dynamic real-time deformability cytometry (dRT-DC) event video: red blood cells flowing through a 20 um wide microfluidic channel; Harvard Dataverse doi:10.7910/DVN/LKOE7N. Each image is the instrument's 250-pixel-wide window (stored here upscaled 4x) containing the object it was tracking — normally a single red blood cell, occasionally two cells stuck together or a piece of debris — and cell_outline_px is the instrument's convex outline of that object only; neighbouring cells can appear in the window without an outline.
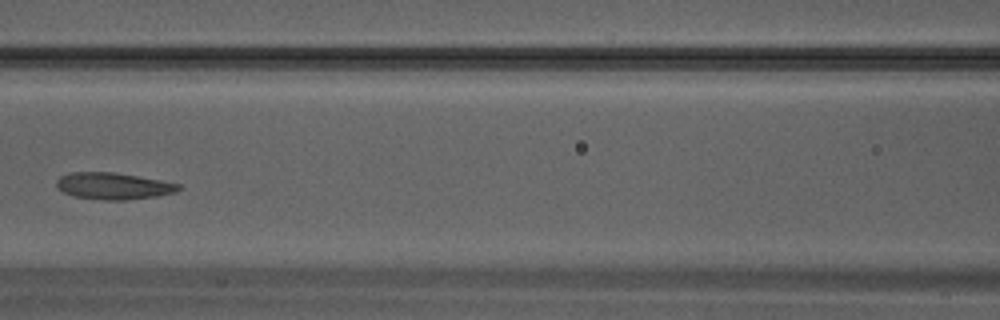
{"species": "Egyptian fruit bat (a non-hibernating species)", "species_latin": "Rousettus aegyptiacus", "temperature_condition": "warm", "stored_images_in_passage": 31, "camera_frame_rate_fps": 3000, "um_per_image_px": 0.085, "animal": {"sex": "male"}, "frame": {"image": 1, "passage_image": 13, "time_ms": 4.0, "image_size_px": [1000, 320], "cell_outline_px": [[184, 188], [176, 192], [156, 196], [124, 200], [104, 200], [72, 196], [56, 188], [56, 180], [60, 176], [68, 172], [116, 172], [160, 180], [180, 184]], "centroid_in_image_um": [9.62, 15.8], "position_along_channel_um": 157.0, "area_um2": 19.19}}
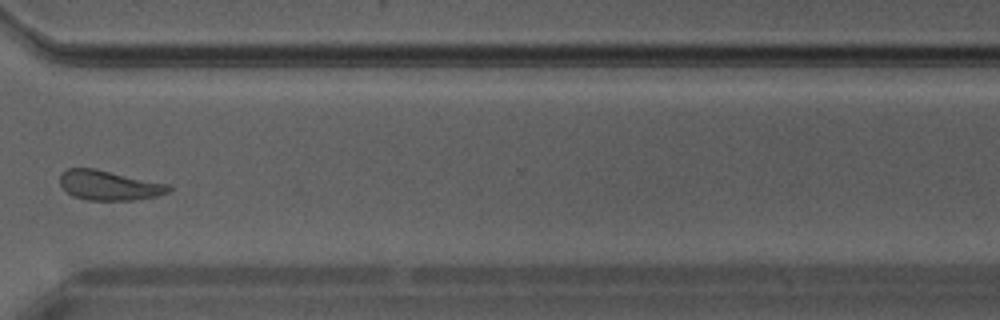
{"frame": {"image": 2, "passage_image": 23, "time_ms": 7.333, "image_size_px": [1000, 320], "cell_outline_px": [[172, 188], [168, 192], [156, 196], [132, 200], [88, 200], [72, 196], [60, 184], [60, 176], [68, 168], [96, 168], [168, 184]], "centroid_in_image_um": [9.27, 15.75], "position_along_channel_um": 361.3, "area_um2": 18.73}}